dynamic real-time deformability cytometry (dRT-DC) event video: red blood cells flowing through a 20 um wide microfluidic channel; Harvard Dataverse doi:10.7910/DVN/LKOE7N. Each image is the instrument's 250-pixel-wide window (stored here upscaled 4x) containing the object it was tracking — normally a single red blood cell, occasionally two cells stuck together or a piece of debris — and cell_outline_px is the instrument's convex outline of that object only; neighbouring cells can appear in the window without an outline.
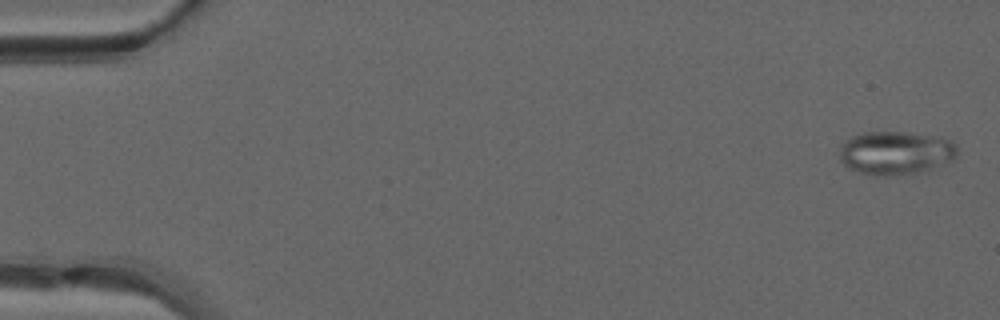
{"species": "common noctule bat (a hibernating species)", "species_latin": "Nyctalus noctula", "temperature_condition": "warm", "stored_images_in_passage": 49, "camera_frame_rate_fps": 3000, "um_per_image_px": 0.085, "animal": {"sex": "male", "forearm_length_mm": 52.5}, "frame": {"image": 1, "passage_image": 2, "time_ms": 0.333, "image_size_px": [1000, 320], "cell_outline_px": [[956, 156], [952, 160], [916, 172], [888, 176], [880, 176], [860, 172], [848, 168], [840, 160], [840, 144], [852, 136], [864, 132], [904, 132], [932, 136], [948, 140], [956, 144]], "centroid_in_image_um": [76.06, 12.98], "position_along_channel_um": 8.9, "area_um2": 29.3}}
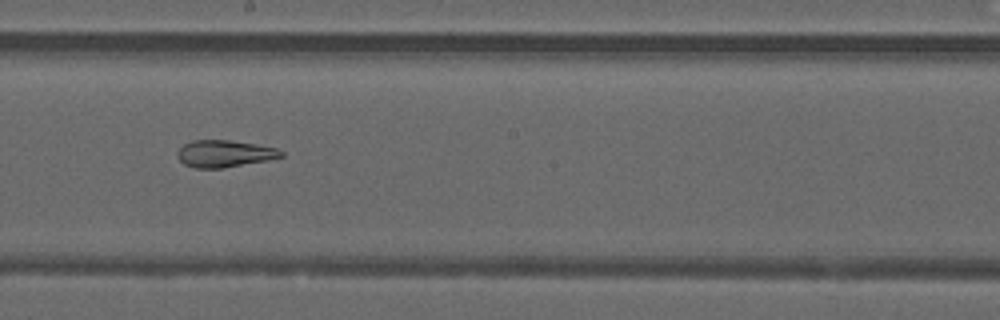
{"frame": {"image": 2, "passage_image": 28, "time_ms": 9.0, "image_size_px": [1000, 320], "cell_outline_px": [[284, 156], [268, 160], [224, 168], [196, 168], [184, 164], [176, 156], [176, 152], [184, 144], [192, 140], [228, 140], [276, 148], [284, 152]], "centroid_in_image_um": [19.05, 13.07], "position_along_channel_um": 229.1, "area_um2": 16.24}}
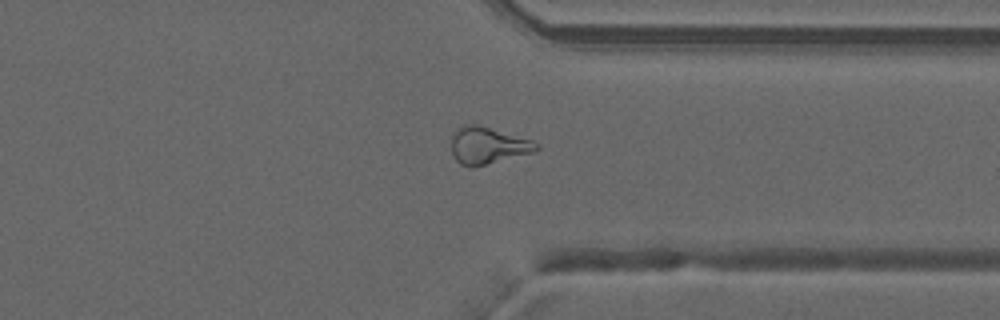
{"frame": {"image": 3, "passage_image": 38, "time_ms": 12.333, "image_size_px": [1000, 320], "cell_outline_px": [[540, 148], [536, 152], [472, 168], [460, 164], [452, 156], [452, 136], [456, 128], [460, 124], [476, 124], [532, 140], [540, 144]], "centroid_in_image_um": [41.46, 12.38], "position_along_channel_um": 369.9, "area_um2": 18.55}, "authors_computed_cell_mechanics": {"area_um2": 20.808, "velocity_mm_per_s": 4.2597, "shape_relaxation_time_tau1_ms": null, "shape_relaxation_time_tau2_ms": 2.2913, "deformation_change_tau1": null, "deformation_change_tau2": 0.0944}}